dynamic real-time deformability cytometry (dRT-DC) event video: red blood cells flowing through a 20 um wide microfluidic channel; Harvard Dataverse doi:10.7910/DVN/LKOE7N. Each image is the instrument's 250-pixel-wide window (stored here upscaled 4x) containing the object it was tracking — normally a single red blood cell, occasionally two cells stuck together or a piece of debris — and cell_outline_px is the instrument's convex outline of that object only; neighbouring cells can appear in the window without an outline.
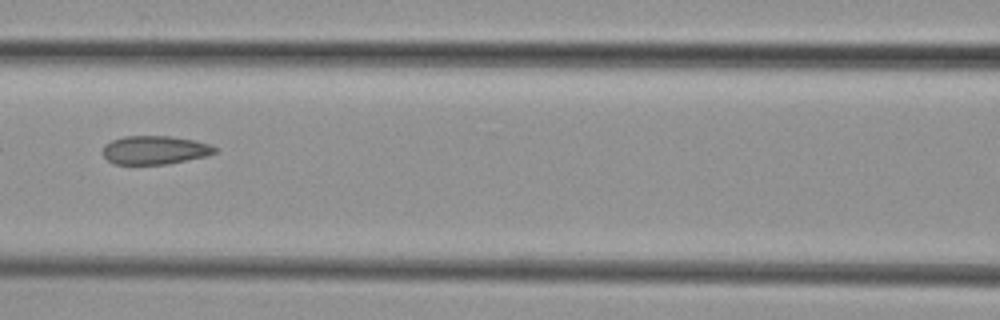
{"species": "common noctule bat (a hibernating species)", "species_latin": "Nyctalus noctula", "temperature_condition": "cold", "stored_images_in_passage": 3, "camera_frame_rate_fps": 3000, "um_per_image_px": 0.085, "animal": {"sex": "female", "body_mass_g": 29.2, "forearm_length_mm": 56.3}, "frame": {"image": 1, "passage_image": 3, "time_ms": 2.333, "image_size_px": [1000, 320], "cell_outline_px": [[220, 148], [216, 152], [208, 156], [168, 164], [112, 164], [100, 152], [104, 144], [112, 140], [124, 136], [168, 136], [196, 140]], "centroid_in_image_um": [13.16, 12.75], "position_along_channel_um": 153.4, "area_um2": 18.96}}